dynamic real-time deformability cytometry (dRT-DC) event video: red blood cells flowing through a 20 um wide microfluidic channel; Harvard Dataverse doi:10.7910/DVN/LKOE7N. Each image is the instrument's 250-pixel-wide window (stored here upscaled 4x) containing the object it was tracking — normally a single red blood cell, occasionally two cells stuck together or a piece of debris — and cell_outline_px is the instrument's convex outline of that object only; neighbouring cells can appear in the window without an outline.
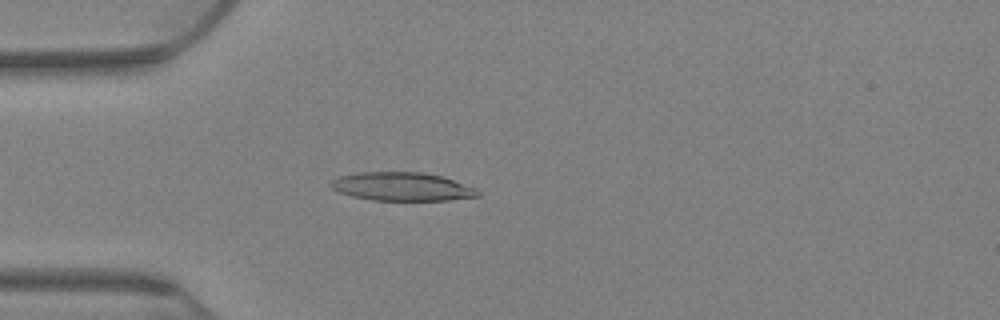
{"species": "Egyptian fruit bat (a non-hibernating species)", "species_latin": "Rousettus aegyptiacus", "temperature_condition": "warm", "stored_images_in_passage": 77, "camera_frame_rate_fps": 3000, "um_per_image_px": 0.085, "animal": {"sex": "female"}, "frame": {"image": 1, "passage_image": 22, "time_ms": 7.0, "image_size_px": [1000, 320], "cell_outline_px": [[480, 196], [448, 200], [372, 200], [352, 196], [340, 192], [332, 188], [328, 184], [332, 180], [340, 176], [360, 172], [424, 172], [440, 176], [476, 188], [480, 192]], "centroid_in_image_um": [34.16, 15.86], "position_along_channel_um": 50.8, "area_um2": 24.22}}
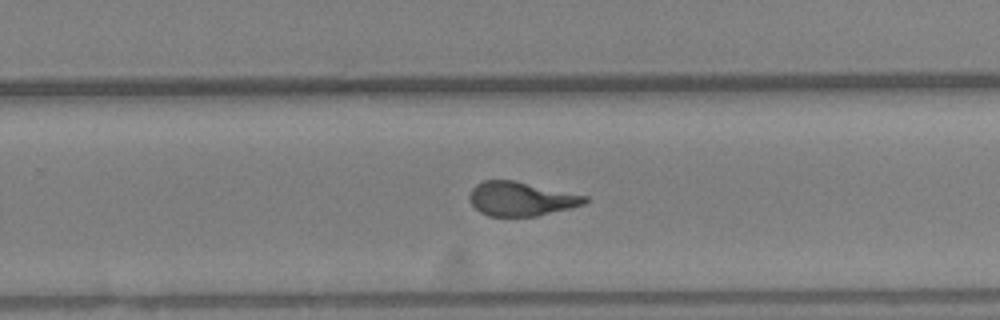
{"frame": {"image": 2, "passage_image": 50, "time_ms": 16.333, "image_size_px": [1000, 320], "cell_outline_px": [[588, 200], [584, 204], [536, 216], [488, 216], [480, 212], [472, 204], [468, 196], [472, 188], [476, 184], [484, 180], [512, 180], [588, 196]], "centroid_in_image_um": [44.25, 16.9], "position_along_channel_um": 285.5, "area_um2": 22.66}}
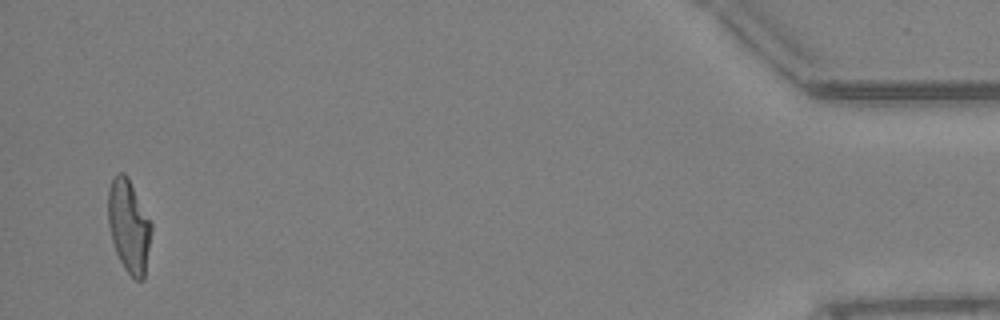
{"frame": {"image": 3, "passage_image": 75, "time_ms": 24.667, "image_size_px": [1000, 320], "cell_outline_px": [[152, 232], [144, 280], [136, 280], [124, 268], [116, 252], [112, 240], [108, 224], [108, 188], [112, 176], [116, 172], [124, 172], [128, 176], [152, 224]], "centroid_in_image_um": [10.95, 19.18], "position_along_channel_um": 424.3, "area_um2": 23.64}, "authors_computed_cell_mechanics": {"area_um2": 23.7558, "velocity_mm_per_s": 2.6588, "shape_relaxation_time_tau1_ms": 9.7023, "shape_relaxation_time_tau2_ms": 1.753, "deformation_change_tau1": 0.2595, "deformation_change_tau2": 0.1016}}